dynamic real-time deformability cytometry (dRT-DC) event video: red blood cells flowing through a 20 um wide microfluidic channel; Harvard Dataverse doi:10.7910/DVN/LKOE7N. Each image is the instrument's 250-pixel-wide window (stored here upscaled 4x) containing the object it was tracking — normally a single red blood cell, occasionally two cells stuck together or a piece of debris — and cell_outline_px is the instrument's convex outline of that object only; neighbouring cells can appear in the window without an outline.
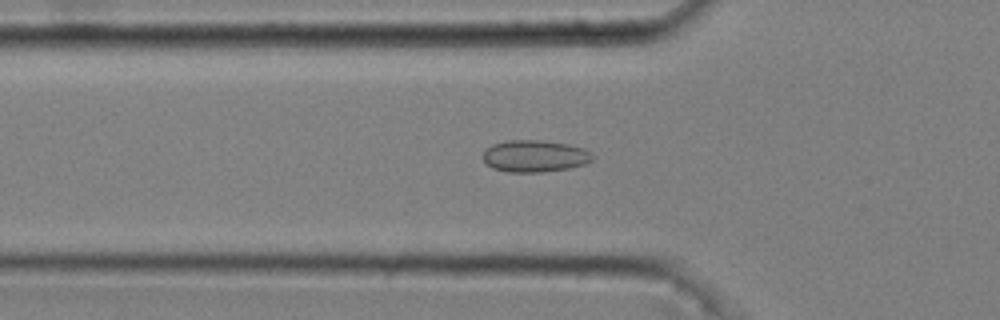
{"species": "common noctule bat (a hibernating species)", "species_latin": "Nyctalus noctula", "temperature_condition": "cold", "stored_images_in_passage": 41, "camera_frame_rate_fps": 3000, "um_per_image_px": 0.085, "animal": {"sex": "male", "body_mass_g": 20.4}, "frame": {"image": 1, "passage_image": 7, "time_ms": 2.0, "image_size_px": [1000, 320], "cell_outline_px": [[596, 156], [592, 160], [584, 164], [568, 168], [544, 172], [508, 172], [492, 168], [484, 160], [484, 152], [492, 144], [508, 140], [544, 140], [568, 144], [584, 148]], "centroid_in_image_um": [45.49, 13.26], "position_along_channel_um": 80.3, "area_um2": 20.4}}
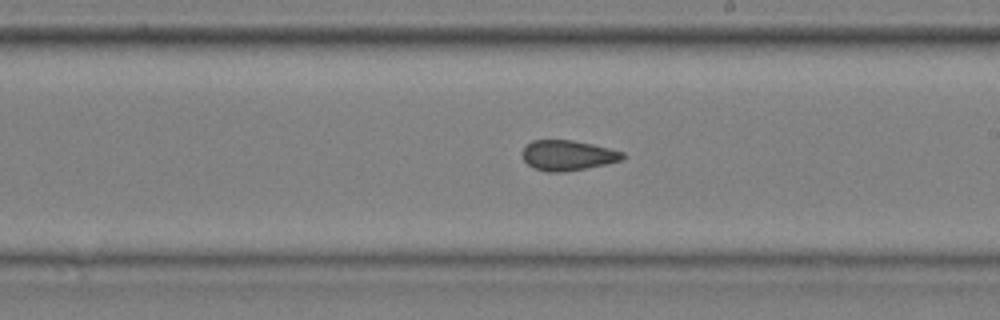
{"frame": {"image": 2, "passage_image": 20, "time_ms": 6.333, "image_size_px": [1000, 320], "cell_outline_px": [[628, 156], [624, 160], [564, 172], [548, 172], [536, 168], [528, 164], [524, 160], [520, 152], [532, 140], [572, 140], [592, 144], [624, 152]], "centroid_in_image_um": [48.28, 13.2], "position_along_channel_um": 240.7, "area_um2": 17.63}}
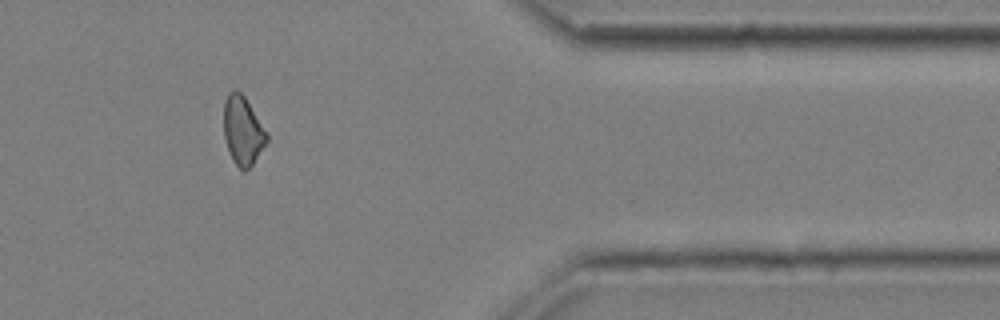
{"frame": {"image": 3, "passage_image": 34, "time_ms": 11.0, "image_size_px": [1000, 320], "cell_outline_px": [[268, 140], [252, 164], [244, 172], [232, 160], [224, 136], [224, 100], [228, 92], [232, 88], [236, 88], [244, 96], [268, 132]], "centroid_in_image_um": [20.63, 11.06], "position_along_channel_um": 390.8, "area_um2": 17.22}, "authors_computed_cell_mechanics": {"area_um2": 18.0336, "velocity_mm_per_s": 3.693, "shape_relaxation_time_tau1_ms": null, "shape_relaxation_time_tau2_ms": 2.2504, "deformation_change_tau1": null, "deformation_change_tau2": 0.0679}}